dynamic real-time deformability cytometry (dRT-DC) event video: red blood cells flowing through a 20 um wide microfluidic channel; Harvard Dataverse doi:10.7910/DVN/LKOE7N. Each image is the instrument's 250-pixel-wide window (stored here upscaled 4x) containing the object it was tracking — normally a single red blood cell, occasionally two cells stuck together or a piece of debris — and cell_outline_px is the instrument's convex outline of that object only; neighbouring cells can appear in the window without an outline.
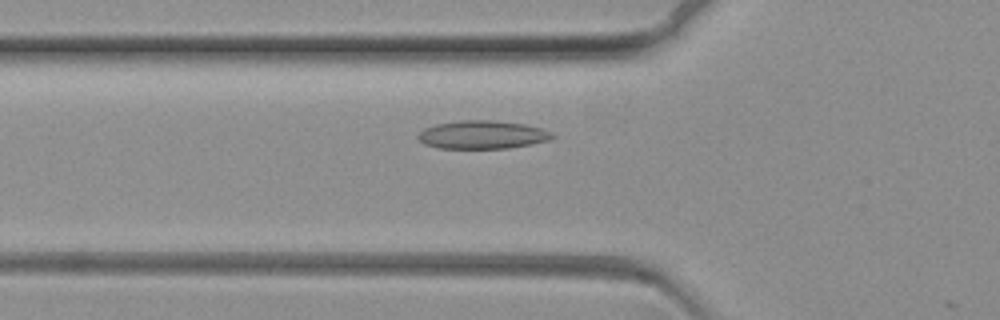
{"species": "common noctule bat (a hibernating species)", "species_latin": "Nyctalus noctula", "temperature_condition": "warm", "stored_images_in_passage": 11, "camera_frame_rate_fps": 3000, "um_per_image_px": 0.085, "animal": {"sex": "female", "body_mass_g": 19.3, "forearm_length_mm": 54.1}, "frame": {"image": 1, "passage_image": 10, "time_ms": 3.0, "image_size_px": [1000, 320], "cell_outline_px": [[556, 136], [548, 140], [508, 148], [440, 148], [424, 144], [416, 136], [424, 128], [436, 124], [460, 120], [492, 120], [524, 124], [540, 128], [552, 132]], "centroid_in_image_um": [40.98, 11.44], "position_along_channel_um": 84.8, "area_um2": 21.91}}